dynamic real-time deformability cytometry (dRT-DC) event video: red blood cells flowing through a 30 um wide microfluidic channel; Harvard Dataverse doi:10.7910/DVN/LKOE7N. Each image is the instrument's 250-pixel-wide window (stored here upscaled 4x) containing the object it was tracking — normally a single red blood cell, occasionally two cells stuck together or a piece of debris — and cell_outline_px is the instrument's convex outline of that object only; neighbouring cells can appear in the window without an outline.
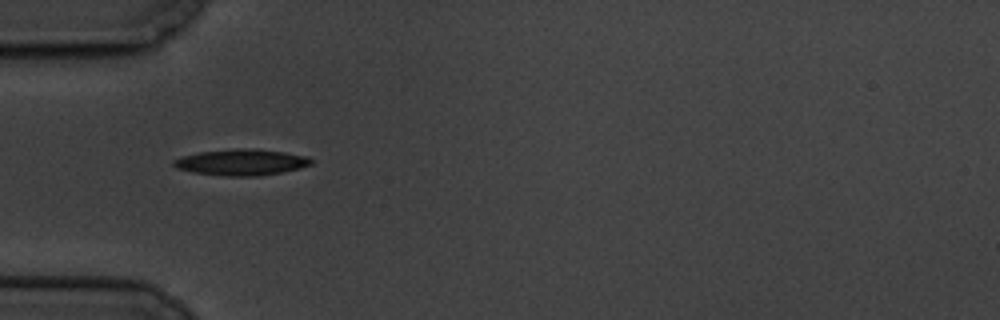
{"species": "common noctule bat (a hibernating species)", "species_latin": "Nyctalus noctula", "temperature_condition": "cold", "stored_images_in_passage": 2, "camera_frame_rate_fps": 3000, "um_per_image_px": 0.085, "animal": {"sex": "male", "body_mass_g": 19.5, "forearm_length_mm": 54.6}, "frame": {"image": 1, "passage_image": 1, "time_ms": 0.0, "image_size_px": [1000, 320], "cell_outline_px": [[312, 164], [300, 168], [260, 176], [224, 176], [192, 172], [176, 168], [172, 164], [172, 160], [184, 156], [200, 152], [240, 148], [284, 152], [308, 156], [312, 160]], "centroid_in_image_um": [20.51, 13.8], "position_along_channel_um": 64.5, "area_um2": 20.75}}
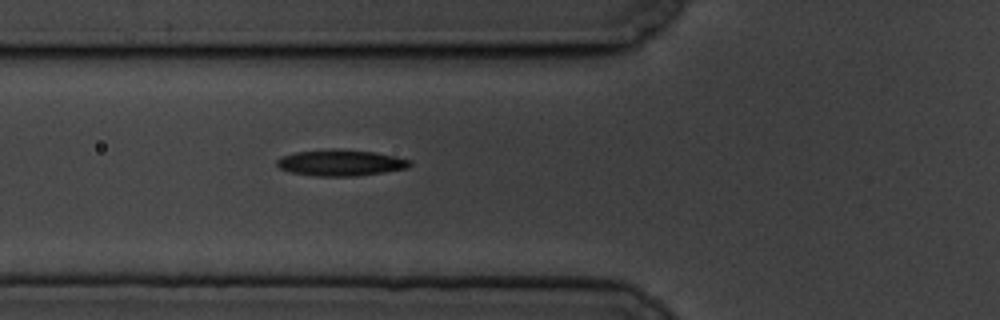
{"frame": {"image": 2, "passage_image": 2, "time_ms": 1.0, "image_size_px": [1000, 320], "cell_outline_px": [[412, 164], [408, 168], [384, 172], [356, 176], [316, 176], [288, 172], [280, 168], [276, 164], [276, 160], [280, 156], [296, 152], [332, 148], [336, 148], [376, 152], [396, 156], [412, 160]], "centroid_in_image_um": [28.96, 13.82], "position_along_channel_um": 96.8, "area_um2": 20.63}}